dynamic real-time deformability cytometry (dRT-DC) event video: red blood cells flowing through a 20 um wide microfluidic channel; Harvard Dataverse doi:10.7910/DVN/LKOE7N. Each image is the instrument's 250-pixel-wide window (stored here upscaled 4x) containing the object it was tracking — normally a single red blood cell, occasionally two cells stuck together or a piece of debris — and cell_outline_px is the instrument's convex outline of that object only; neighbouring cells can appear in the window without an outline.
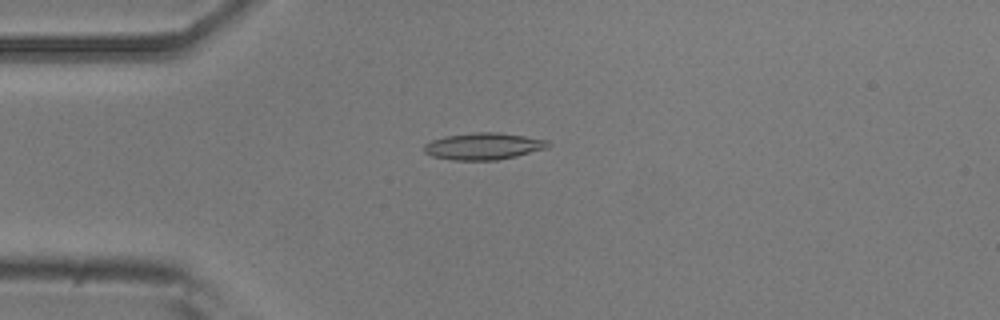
{"species": "common noctule bat (a hibernating species)", "species_latin": "Nyctalus noctula", "temperature_condition": "room temperature", "stored_images_in_passage": 40, "camera_frame_rate_fps": 3000, "um_per_image_px": 0.085, "animal": {"sex": "male", "body_mass_g": 20.5, "forearm_length_mm": 52.5}, "frame": {"image": 1, "passage_image": 1, "time_ms": 0.0, "image_size_px": [1000, 320], "cell_outline_px": [[552, 144], [548, 148], [516, 156], [496, 160], [452, 160], [432, 156], [424, 152], [424, 144], [432, 140], [444, 136], [472, 132], [500, 132], [548, 140]], "centroid_in_image_um": [41.11, 12.42], "position_along_channel_um": 43.9, "area_um2": 19.54}}
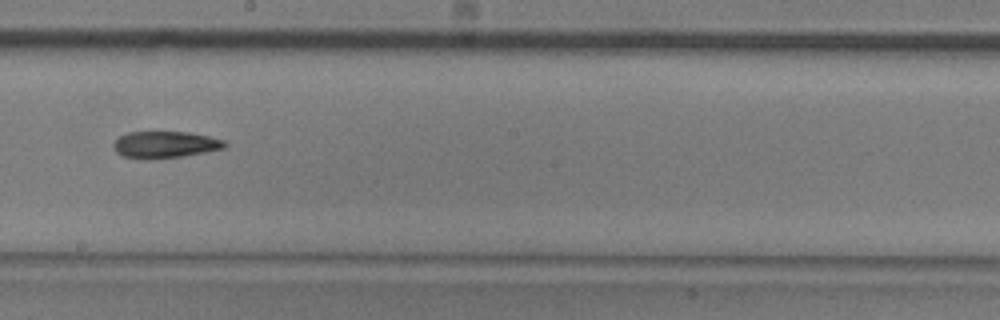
{"frame": {"image": 2, "passage_image": 17, "time_ms": 5.333, "image_size_px": [1000, 320], "cell_outline_px": [[228, 144], [224, 148], [184, 156], [148, 160], [140, 160], [124, 156], [116, 152], [112, 144], [120, 136], [128, 132], [188, 132], [208, 136], [224, 140]], "centroid_in_image_um": [14.01, 12.31], "position_along_channel_um": 234.2, "area_um2": 17.46}}
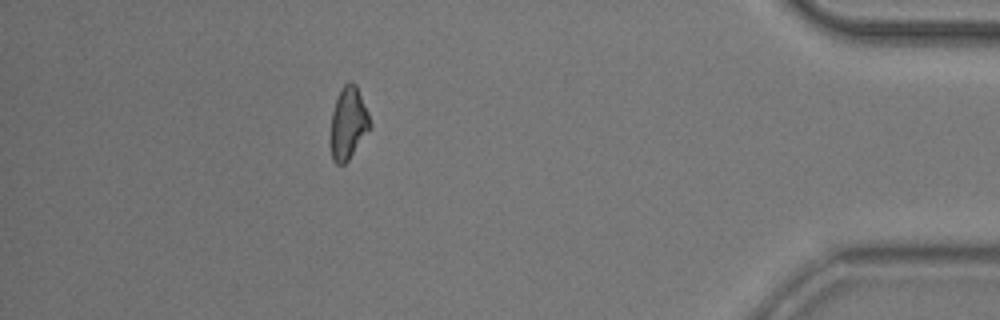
{"frame": {"image": 3, "passage_image": 34, "time_ms": 11.0, "image_size_px": [1000, 320], "cell_outline_px": [[372, 128], [348, 160], [344, 164], [336, 164], [332, 160], [332, 112], [336, 100], [344, 84], [348, 80], [352, 80], [356, 84], [368, 112], [372, 124]], "centroid_in_image_um": [29.65, 10.45], "position_along_channel_um": 405.6, "area_um2": 16.47}, "authors_computed_cell_mechanics": {"area_um2": 17.3111, "velocity_mm_per_s": 3.8924, "shape_relaxation_time_tau1_ms": 6.9332, "shape_relaxation_time_tau2_ms": 4.4023, "deformation_change_tau1": 0.1639, "deformation_change_tau2": 0.1391}}